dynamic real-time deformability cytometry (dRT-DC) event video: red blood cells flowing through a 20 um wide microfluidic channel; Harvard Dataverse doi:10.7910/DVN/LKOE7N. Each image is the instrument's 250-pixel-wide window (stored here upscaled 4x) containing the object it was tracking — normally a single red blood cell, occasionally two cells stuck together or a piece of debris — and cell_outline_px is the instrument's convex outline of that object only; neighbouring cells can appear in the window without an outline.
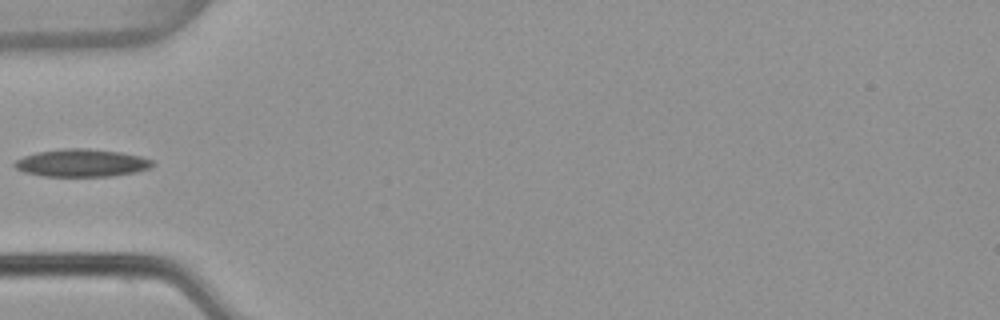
{"species": "common noctule bat (a hibernating species)", "species_latin": "Nyctalus noctula", "temperature_condition": "warm", "stored_images_in_passage": 37, "camera_frame_rate_fps": 3000, "um_per_image_px": 0.085, "animal": {"sex": "female", "body_mass_g": 22.7, "forearm_length_mm": 54.2}, "frame": {"image": 1, "passage_image": 1, "time_ms": 0.0, "image_size_px": [1000, 320], "cell_outline_px": [[156, 164], [152, 168], [136, 172], [112, 176], [44, 176], [24, 172], [16, 168], [12, 164], [16, 160], [24, 156], [36, 152], [64, 148], [88, 148], [120, 152], [140, 156], [156, 160]], "centroid_in_image_um": [7.0, 13.85], "position_along_channel_um": 78.0, "area_um2": 22.48}}
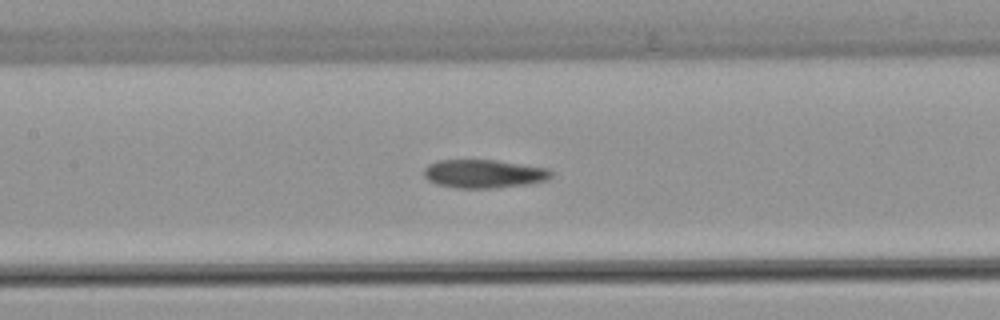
{"frame": {"image": 2, "passage_image": 8, "time_ms": 2.333, "image_size_px": [1000, 320], "cell_outline_px": [[552, 176], [544, 180], [528, 184], [492, 188], [456, 188], [436, 184], [428, 180], [424, 176], [424, 168], [428, 164], [436, 160], [496, 160], [548, 168], [552, 172]], "centroid_in_image_um": [41.09, 14.76], "position_along_channel_um": 166.3, "area_um2": 21.1}}
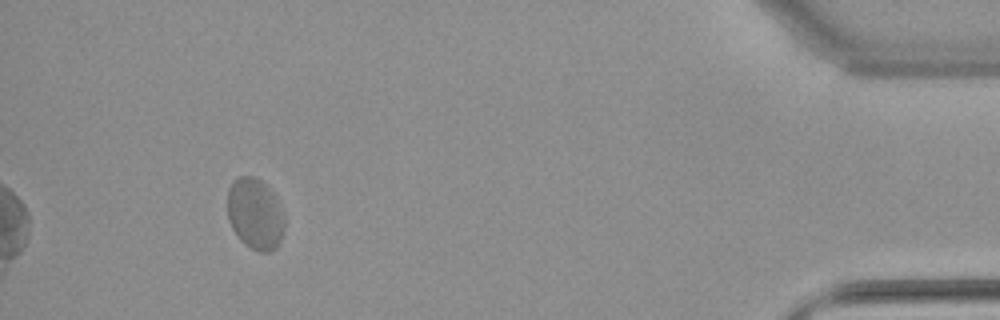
{"frame": {"image": 3, "passage_image": 33, "time_ms": 10.667, "image_size_px": [1000, 320], "cell_outline_px": [[284, 232], [276, 248], [268, 252], [260, 252], [248, 248], [240, 240], [232, 228], [228, 220], [228, 188], [232, 180], [240, 176], [252, 176], [260, 180], [276, 196], [284, 212]], "centroid_in_image_um": [21.69, 18.19], "position_along_channel_um": 413.5, "area_um2": 23.99}}